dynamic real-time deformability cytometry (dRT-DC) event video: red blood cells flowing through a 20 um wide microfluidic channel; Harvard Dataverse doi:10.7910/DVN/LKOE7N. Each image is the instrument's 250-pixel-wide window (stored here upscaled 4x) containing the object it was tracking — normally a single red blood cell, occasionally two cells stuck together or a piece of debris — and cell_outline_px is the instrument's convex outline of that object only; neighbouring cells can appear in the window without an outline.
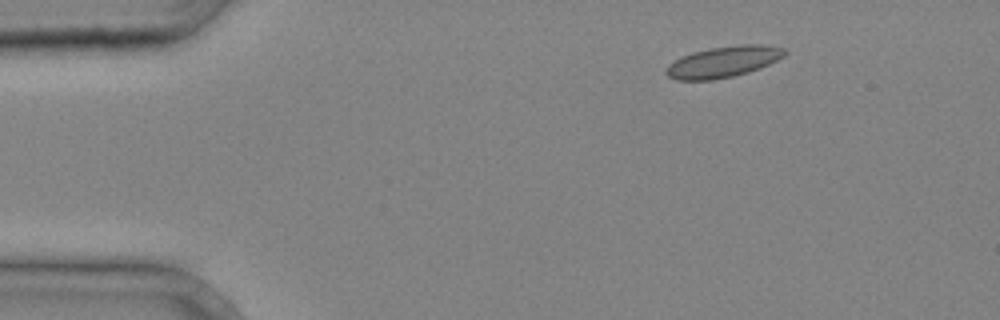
{"species": "common noctule bat (a hibernating species)", "species_latin": "Nyctalus noctula", "temperature_condition": "cold", "stored_images_in_passage": 4, "segment_of_instrument_passage": [2, 2], "camera_frame_rate_fps": 3000, "um_per_image_px": 0.085, "animal": {"sex": "male", "body_mass_g": 20.4}, "frame": {"image": 1, "passage_image": 4, "time_ms": 1.0, "image_size_px": [1000, 320], "cell_outline_px": [[788, 52], [784, 56], [760, 68], [748, 72], [732, 76], [712, 80], [676, 80], [668, 76], [664, 72], [668, 64], [692, 52], [708, 48], [744, 44], [764, 44], [784, 48]], "centroid_in_image_um": [61.49, 5.25], "position_along_channel_um": 23.5, "area_um2": 21.44}}